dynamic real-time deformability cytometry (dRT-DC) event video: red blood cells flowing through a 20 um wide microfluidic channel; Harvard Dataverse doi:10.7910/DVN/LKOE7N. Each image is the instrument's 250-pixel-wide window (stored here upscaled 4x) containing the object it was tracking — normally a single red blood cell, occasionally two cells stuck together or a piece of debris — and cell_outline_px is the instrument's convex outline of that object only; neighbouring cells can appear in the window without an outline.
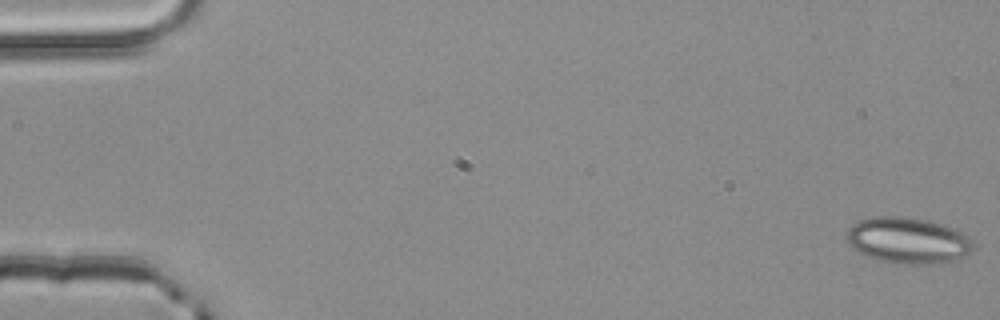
{"species": "common noctule bat (a hibernating species)", "species_latin": "Nyctalus noctula", "temperature_condition": "room temperature", "stored_images_in_passage": 53, "segment_of_instrument_passage": [1, 2], "camera_frame_rate_fps": 3000, "um_per_image_px": 0.085, "animal": {"sex": "male", "body_mass_g": 20.4}, "frame": {"image": 1, "passage_image": 1, "time_ms": 0.0, "image_size_px": [1000, 320], "cell_outline_px": [[976, 244], [972, 252], [952, 260], [932, 264], [900, 264], [876, 260], [852, 248], [848, 244], [848, 228], [852, 224], [860, 220], [876, 216], [904, 216], [928, 220], [952, 228], [968, 236]], "centroid_in_image_um": [77.17, 20.44], "position_along_channel_um": 7.8, "area_um2": 34.04}}